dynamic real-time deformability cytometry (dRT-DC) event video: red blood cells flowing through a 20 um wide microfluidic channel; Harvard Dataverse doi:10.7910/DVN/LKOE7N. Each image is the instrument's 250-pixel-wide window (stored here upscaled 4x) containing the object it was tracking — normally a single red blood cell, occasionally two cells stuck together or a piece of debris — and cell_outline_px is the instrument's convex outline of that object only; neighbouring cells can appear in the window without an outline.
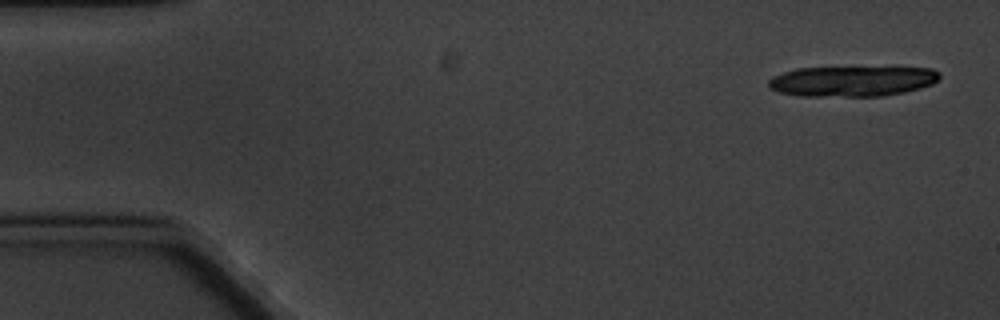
{"species": "common noctule bat (a hibernating species)", "species_latin": "Nyctalus noctula", "temperature_condition": "cold", "stored_images_in_passage": 9, "camera_frame_rate_fps": 3000, "um_per_image_px": 0.085, "animal": {"sex": "male", "body_mass_g": 20.1, "forearm_length_mm": 53.5}, "frame": {"image": 1, "passage_image": 1, "time_ms": 0.0, "image_size_px": [1000, 320], "cell_outline_px": [[940, 76], [932, 84], [920, 88], [904, 92], [884, 96], [800, 96], [780, 92], [772, 88], [768, 84], [768, 80], [772, 76], [796, 68], [932, 68], [940, 72]], "centroid_in_image_um": [72.43, 6.91], "position_along_channel_um": 12.6, "area_um2": 30.0}}
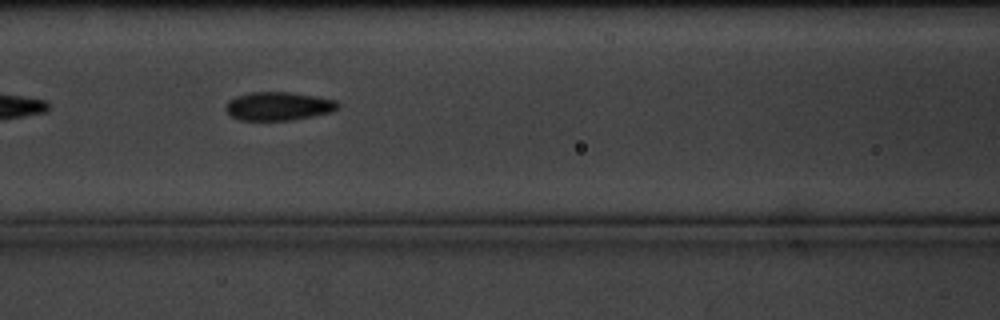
{"frame": {"image": 2, "passage_image": 7, "time_ms": 7.667, "image_size_px": [1000, 320], "cell_outline_px": [[340, 108], [332, 112], [292, 120], [240, 120], [232, 116], [224, 108], [228, 100], [236, 96], [252, 92], [288, 92], [316, 96], [336, 100], [340, 104]], "centroid_in_image_um": [23.69, 9.02], "position_along_channel_um": 142.9, "area_um2": 18.67}}